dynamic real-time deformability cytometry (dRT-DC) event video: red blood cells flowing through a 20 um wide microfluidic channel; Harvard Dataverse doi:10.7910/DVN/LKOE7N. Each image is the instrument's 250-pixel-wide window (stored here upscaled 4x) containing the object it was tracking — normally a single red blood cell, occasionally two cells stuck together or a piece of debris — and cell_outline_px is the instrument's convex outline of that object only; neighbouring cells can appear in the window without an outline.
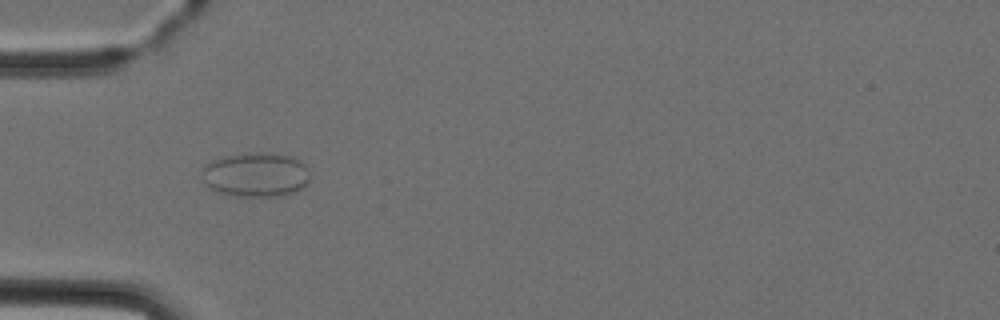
{"species": "Egyptian fruit bat (a non-hibernating species)", "species_latin": "Rousettus aegyptiacus", "temperature_condition": "cold", "stored_images_in_passage": 8, "camera_frame_rate_fps": 3000, "um_per_image_px": 0.085, "animal": {"sex": "female"}, "frame": {"image": 1, "passage_image": 5, "time_ms": 4.667, "image_size_px": [1000, 320], "cell_outline_px": [[308, 180], [304, 188], [296, 192], [284, 196], [236, 196], [216, 192], [204, 180], [204, 164], [212, 160], [224, 156], [244, 152], [272, 152], [292, 156], [300, 160], [304, 164], [308, 172]], "centroid_in_image_um": [21.78, 14.83], "position_along_channel_um": 63.2, "area_um2": 28.26}}
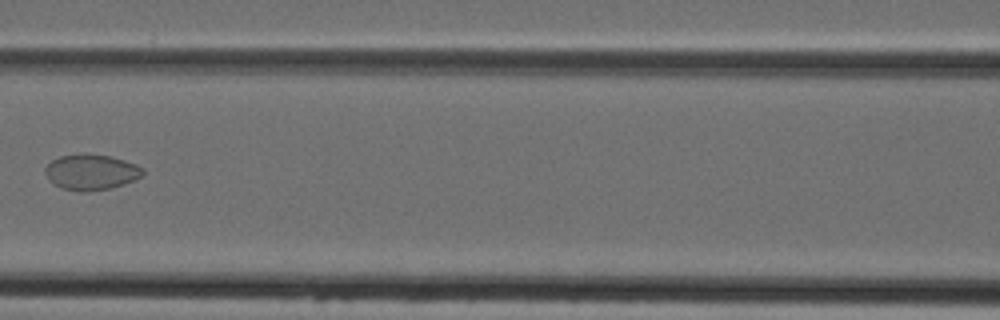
{"frame": {"image": 2, "passage_image": 7, "time_ms": 7.0, "image_size_px": [1000, 320], "cell_outline_px": [[144, 172], [140, 176], [124, 184], [112, 188], [84, 192], [80, 192], [64, 188], [52, 184], [48, 180], [44, 172], [44, 168], [52, 160], [60, 156], [112, 156], [136, 164], [144, 168]], "centroid_in_image_um": [7.73, 14.67], "position_along_channel_um": 158.9, "area_um2": 19.83}}
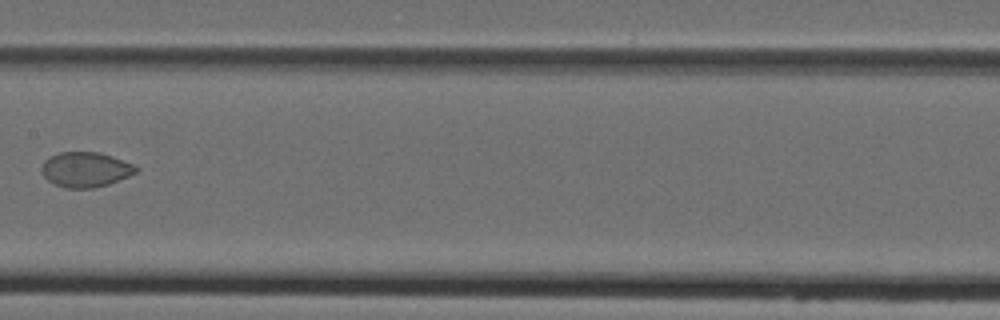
{"frame": {"image": 3, "passage_image": 8, "time_ms": 8.0, "image_size_px": [1000, 320], "cell_outline_px": [[140, 168], [136, 172], [128, 176], [108, 184], [92, 188], [64, 188], [48, 180], [40, 172], [40, 168], [44, 160], [60, 152], [100, 152], [112, 156], [132, 164]], "centroid_in_image_um": [7.25, 14.41], "position_along_channel_um": 200.2, "area_um2": 19.19}}